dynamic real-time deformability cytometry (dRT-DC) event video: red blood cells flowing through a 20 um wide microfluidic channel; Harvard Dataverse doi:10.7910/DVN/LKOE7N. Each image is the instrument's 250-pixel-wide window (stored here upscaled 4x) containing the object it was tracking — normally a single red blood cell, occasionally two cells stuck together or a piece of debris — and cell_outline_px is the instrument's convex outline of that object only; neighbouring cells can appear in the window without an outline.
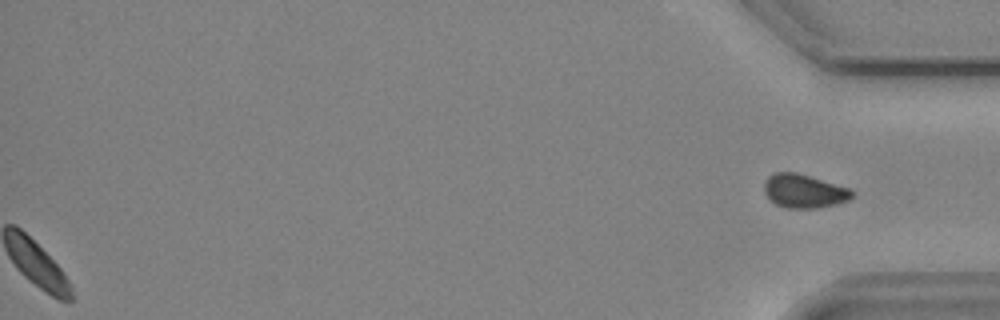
{"species": "common noctule bat (a hibernating species)", "species_latin": "Nyctalus noctula", "temperature_condition": "cold", "stored_images_in_passage": 47, "segment_of_instrument_passage": [2, 2], "camera_frame_rate_fps": 3000, "um_per_image_px": 0.085, "animal": {"sex": "male", "body_mass_g": 19.2, "forearm_length_mm": 51.8}, "frame": {"image": 1, "passage_image": 47, "time_ms": 15.333, "image_size_px": [1000, 320], "cell_outline_px": [[856, 192], [848, 200], [836, 204], [816, 208], [788, 208], [776, 204], [764, 192], [764, 184], [768, 176], [772, 172], [796, 172], [852, 188]], "centroid_in_image_um": [68.37, 16.23], "position_along_channel_um": 366.8, "area_um2": 17.34}}